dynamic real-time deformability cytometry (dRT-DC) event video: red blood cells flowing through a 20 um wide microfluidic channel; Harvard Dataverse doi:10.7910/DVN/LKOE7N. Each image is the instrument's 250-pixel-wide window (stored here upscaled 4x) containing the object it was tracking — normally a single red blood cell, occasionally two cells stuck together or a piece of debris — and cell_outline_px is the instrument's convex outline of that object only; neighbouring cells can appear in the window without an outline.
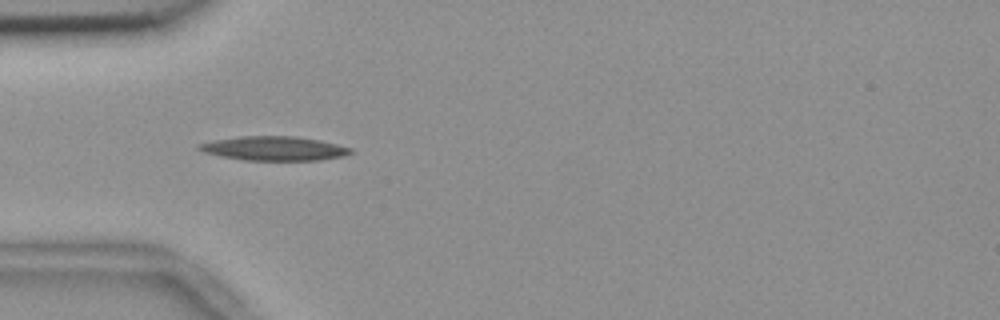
{"species": "common noctule bat (a hibernating species)", "species_latin": "Nyctalus noctula", "temperature_condition": "room temperature", "stored_images_in_passage": 13, "camera_frame_rate_fps": 3000, "um_per_image_px": 0.085, "animal": {"sex": "female", "body_mass_g": 18.4}, "frame": {"image": 1, "passage_image": 3, "time_ms": 0.667, "image_size_px": [1000, 320], "cell_outline_px": [[352, 152], [344, 156], [320, 160], [244, 160], [220, 156], [204, 152], [196, 148], [196, 144], [212, 140], [240, 136], [296, 136], [320, 140], [352, 148]], "centroid_in_image_um": [23.26, 12.61], "position_along_channel_um": 61.7, "area_um2": 21.44}}
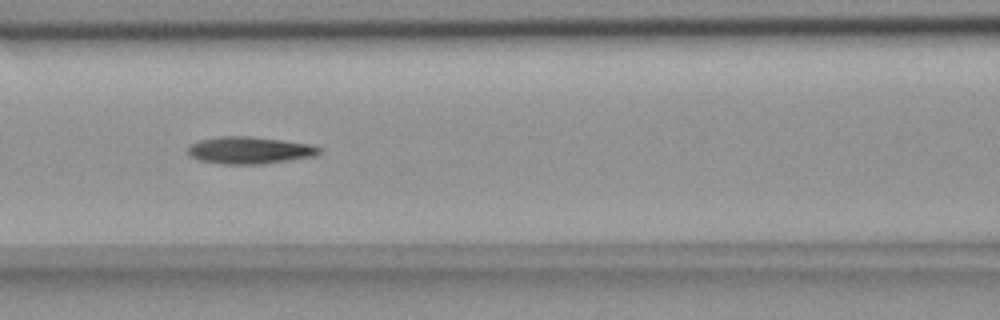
{"frame": {"image": 2, "passage_image": 10, "time_ms": 3.0, "image_size_px": [1000, 320], "cell_outline_px": [[320, 152], [316, 156], [264, 164], [224, 164], [196, 160], [188, 156], [188, 144], [200, 140], [220, 136], [248, 136], [312, 144], [320, 148]], "centroid_in_image_um": [21.17, 12.78], "position_along_channel_um": 145.4, "area_um2": 20.92}}